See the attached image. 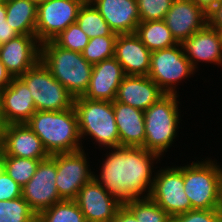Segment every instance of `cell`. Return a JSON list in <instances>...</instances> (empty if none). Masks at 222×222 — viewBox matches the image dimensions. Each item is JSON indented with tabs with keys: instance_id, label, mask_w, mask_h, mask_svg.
<instances>
[{
	"instance_id": "6da1fadb",
	"label": "cell",
	"mask_w": 222,
	"mask_h": 222,
	"mask_svg": "<svg viewBox=\"0 0 222 222\" xmlns=\"http://www.w3.org/2000/svg\"><path fill=\"white\" fill-rule=\"evenodd\" d=\"M107 150L99 166L101 172L99 175L94 172L93 178L122 204L149 198L158 168L154 164L160 162L161 156L143 147L119 146Z\"/></svg>"
},
{
	"instance_id": "7a4b0ae2",
	"label": "cell",
	"mask_w": 222,
	"mask_h": 222,
	"mask_svg": "<svg viewBox=\"0 0 222 222\" xmlns=\"http://www.w3.org/2000/svg\"><path fill=\"white\" fill-rule=\"evenodd\" d=\"M26 124L40 138L49 155L84 149L74 107L63 111H36Z\"/></svg>"
},
{
	"instance_id": "3957f363",
	"label": "cell",
	"mask_w": 222,
	"mask_h": 222,
	"mask_svg": "<svg viewBox=\"0 0 222 222\" xmlns=\"http://www.w3.org/2000/svg\"><path fill=\"white\" fill-rule=\"evenodd\" d=\"M40 61L75 98L85 94L93 65L83 58L82 53L61 48L50 40L40 46Z\"/></svg>"
},
{
	"instance_id": "277c9868",
	"label": "cell",
	"mask_w": 222,
	"mask_h": 222,
	"mask_svg": "<svg viewBox=\"0 0 222 222\" xmlns=\"http://www.w3.org/2000/svg\"><path fill=\"white\" fill-rule=\"evenodd\" d=\"M81 141L88 137L102 148L120 146L112 101L91 100L82 96L74 100Z\"/></svg>"
},
{
	"instance_id": "5b68a950",
	"label": "cell",
	"mask_w": 222,
	"mask_h": 222,
	"mask_svg": "<svg viewBox=\"0 0 222 222\" xmlns=\"http://www.w3.org/2000/svg\"><path fill=\"white\" fill-rule=\"evenodd\" d=\"M179 95L165 94L144 111L145 143L148 151L165 156L178 136L181 112ZM179 124V125H178Z\"/></svg>"
},
{
	"instance_id": "8992f818",
	"label": "cell",
	"mask_w": 222,
	"mask_h": 222,
	"mask_svg": "<svg viewBox=\"0 0 222 222\" xmlns=\"http://www.w3.org/2000/svg\"><path fill=\"white\" fill-rule=\"evenodd\" d=\"M202 160L184 165V191L192 209H219L222 165L215 158Z\"/></svg>"
},
{
	"instance_id": "52a82bcc",
	"label": "cell",
	"mask_w": 222,
	"mask_h": 222,
	"mask_svg": "<svg viewBox=\"0 0 222 222\" xmlns=\"http://www.w3.org/2000/svg\"><path fill=\"white\" fill-rule=\"evenodd\" d=\"M19 78L26 84L36 111H63L73 108L75 97L39 61Z\"/></svg>"
},
{
	"instance_id": "ba28073f",
	"label": "cell",
	"mask_w": 222,
	"mask_h": 222,
	"mask_svg": "<svg viewBox=\"0 0 222 222\" xmlns=\"http://www.w3.org/2000/svg\"><path fill=\"white\" fill-rule=\"evenodd\" d=\"M195 70L185 56L182 44L156 50L151 53L148 77L151 78L165 94L177 93L178 83L191 78Z\"/></svg>"
},
{
	"instance_id": "9c48e42d",
	"label": "cell",
	"mask_w": 222,
	"mask_h": 222,
	"mask_svg": "<svg viewBox=\"0 0 222 222\" xmlns=\"http://www.w3.org/2000/svg\"><path fill=\"white\" fill-rule=\"evenodd\" d=\"M150 198L170 217L192 210L184 191V166H167L156 170Z\"/></svg>"
},
{
	"instance_id": "30bf717a",
	"label": "cell",
	"mask_w": 222,
	"mask_h": 222,
	"mask_svg": "<svg viewBox=\"0 0 222 222\" xmlns=\"http://www.w3.org/2000/svg\"><path fill=\"white\" fill-rule=\"evenodd\" d=\"M84 151L50 155L56 161V188L62 200H74L79 190L94 176L87 158L89 155Z\"/></svg>"
},
{
	"instance_id": "8fae6325",
	"label": "cell",
	"mask_w": 222,
	"mask_h": 222,
	"mask_svg": "<svg viewBox=\"0 0 222 222\" xmlns=\"http://www.w3.org/2000/svg\"><path fill=\"white\" fill-rule=\"evenodd\" d=\"M84 0H45L38 4L35 36L42 44L75 23Z\"/></svg>"
},
{
	"instance_id": "7c38bea8",
	"label": "cell",
	"mask_w": 222,
	"mask_h": 222,
	"mask_svg": "<svg viewBox=\"0 0 222 222\" xmlns=\"http://www.w3.org/2000/svg\"><path fill=\"white\" fill-rule=\"evenodd\" d=\"M56 175V161L49 156L40 161L36 173L22 187V198L37 216L62 201L56 188Z\"/></svg>"
},
{
	"instance_id": "4fadbf2b",
	"label": "cell",
	"mask_w": 222,
	"mask_h": 222,
	"mask_svg": "<svg viewBox=\"0 0 222 222\" xmlns=\"http://www.w3.org/2000/svg\"><path fill=\"white\" fill-rule=\"evenodd\" d=\"M74 201L82 211L86 222H111L122 205L94 178L79 190Z\"/></svg>"
},
{
	"instance_id": "5bb4252c",
	"label": "cell",
	"mask_w": 222,
	"mask_h": 222,
	"mask_svg": "<svg viewBox=\"0 0 222 222\" xmlns=\"http://www.w3.org/2000/svg\"><path fill=\"white\" fill-rule=\"evenodd\" d=\"M1 156L46 159L50 155L40 138L26 124H8L0 139Z\"/></svg>"
},
{
	"instance_id": "9a60e30c",
	"label": "cell",
	"mask_w": 222,
	"mask_h": 222,
	"mask_svg": "<svg viewBox=\"0 0 222 222\" xmlns=\"http://www.w3.org/2000/svg\"><path fill=\"white\" fill-rule=\"evenodd\" d=\"M164 21L176 42L182 44L208 24V14L191 0H174Z\"/></svg>"
},
{
	"instance_id": "2e32d148",
	"label": "cell",
	"mask_w": 222,
	"mask_h": 222,
	"mask_svg": "<svg viewBox=\"0 0 222 222\" xmlns=\"http://www.w3.org/2000/svg\"><path fill=\"white\" fill-rule=\"evenodd\" d=\"M40 46L35 35H18L2 44L0 61L12 77H19L40 61Z\"/></svg>"
},
{
	"instance_id": "e0dca14e",
	"label": "cell",
	"mask_w": 222,
	"mask_h": 222,
	"mask_svg": "<svg viewBox=\"0 0 222 222\" xmlns=\"http://www.w3.org/2000/svg\"><path fill=\"white\" fill-rule=\"evenodd\" d=\"M185 56L197 71L198 63L222 66V34L207 24L182 43Z\"/></svg>"
},
{
	"instance_id": "ac0fdd59",
	"label": "cell",
	"mask_w": 222,
	"mask_h": 222,
	"mask_svg": "<svg viewBox=\"0 0 222 222\" xmlns=\"http://www.w3.org/2000/svg\"><path fill=\"white\" fill-rule=\"evenodd\" d=\"M125 76L122 66L115 57L96 63L93 65L88 89L82 97L113 102Z\"/></svg>"
},
{
	"instance_id": "d6986e66",
	"label": "cell",
	"mask_w": 222,
	"mask_h": 222,
	"mask_svg": "<svg viewBox=\"0 0 222 222\" xmlns=\"http://www.w3.org/2000/svg\"><path fill=\"white\" fill-rule=\"evenodd\" d=\"M0 95L6 125L26 123L36 112L30 90L19 77H13Z\"/></svg>"
},
{
	"instance_id": "ffe728a7",
	"label": "cell",
	"mask_w": 222,
	"mask_h": 222,
	"mask_svg": "<svg viewBox=\"0 0 222 222\" xmlns=\"http://www.w3.org/2000/svg\"><path fill=\"white\" fill-rule=\"evenodd\" d=\"M151 53L135 33L118 34L114 57L125 75L148 76Z\"/></svg>"
},
{
	"instance_id": "44dd1931",
	"label": "cell",
	"mask_w": 222,
	"mask_h": 222,
	"mask_svg": "<svg viewBox=\"0 0 222 222\" xmlns=\"http://www.w3.org/2000/svg\"><path fill=\"white\" fill-rule=\"evenodd\" d=\"M164 95L148 76L126 75L117 90L115 101L145 111Z\"/></svg>"
},
{
	"instance_id": "7402d4cb",
	"label": "cell",
	"mask_w": 222,
	"mask_h": 222,
	"mask_svg": "<svg viewBox=\"0 0 222 222\" xmlns=\"http://www.w3.org/2000/svg\"><path fill=\"white\" fill-rule=\"evenodd\" d=\"M116 34L135 33L140 16L136 0H91Z\"/></svg>"
},
{
	"instance_id": "603a6c76",
	"label": "cell",
	"mask_w": 222,
	"mask_h": 222,
	"mask_svg": "<svg viewBox=\"0 0 222 222\" xmlns=\"http://www.w3.org/2000/svg\"><path fill=\"white\" fill-rule=\"evenodd\" d=\"M120 146L143 147L145 143L144 111L113 101Z\"/></svg>"
},
{
	"instance_id": "cb8c5ba5",
	"label": "cell",
	"mask_w": 222,
	"mask_h": 222,
	"mask_svg": "<svg viewBox=\"0 0 222 222\" xmlns=\"http://www.w3.org/2000/svg\"><path fill=\"white\" fill-rule=\"evenodd\" d=\"M6 21L19 35H35L38 5L29 0H8Z\"/></svg>"
},
{
	"instance_id": "d4e9b609",
	"label": "cell",
	"mask_w": 222,
	"mask_h": 222,
	"mask_svg": "<svg viewBox=\"0 0 222 222\" xmlns=\"http://www.w3.org/2000/svg\"><path fill=\"white\" fill-rule=\"evenodd\" d=\"M135 34L151 52L178 44L164 20L140 22Z\"/></svg>"
},
{
	"instance_id": "484cf974",
	"label": "cell",
	"mask_w": 222,
	"mask_h": 222,
	"mask_svg": "<svg viewBox=\"0 0 222 222\" xmlns=\"http://www.w3.org/2000/svg\"><path fill=\"white\" fill-rule=\"evenodd\" d=\"M76 23L89 39L99 36H109L113 33L105 19L91 2L83 3Z\"/></svg>"
},
{
	"instance_id": "4316f807",
	"label": "cell",
	"mask_w": 222,
	"mask_h": 222,
	"mask_svg": "<svg viewBox=\"0 0 222 222\" xmlns=\"http://www.w3.org/2000/svg\"><path fill=\"white\" fill-rule=\"evenodd\" d=\"M41 160L44 159L1 156V167L15 182L23 187L36 173Z\"/></svg>"
},
{
	"instance_id": "83f0119b",
	"label": "cell",
	"mask_w": 222,
	"mask_h": 222,
	"mask_svg": "<svg viewBox=\"0 0 222 222\" xmlns=\"http://www.w3.org/2000/svg\"><path fill=\"white\" fill-rule=\"evenodd\" d=\"M37 222H86L82 211L74 200H62L42 211Z\"/></svg>"
},
{
	"instance_id": "f1b7e54d",
	"label": "cell",
	"mask_w": 222,
	"mask_h": 222,
	"mask_svg": "<svg viewBox=\"0 0 222 222\" xmlns=\"http://www.w3.org/2000/svg\"><path fill=\"white\" fill-rule=\"evenodd\" d=\"M124 205L134 214L138 222H171V217L150 197L133 199Z\"/></svg>"
},
{
	"instance_id": "f546056e",
	"label": "cell",
	"mask_w": 222,
	"mask_h": 222,
	"mask_svg": "<svg viewBox=\"0 0 222 222\" xmlns=\"http://www.w3.org/2000/svg\"><path fill=\"white\" fill-rule=\"evenodd\" d=\"M118 34L112 33L109 36H99L89 39L87 46L82 51L83 58L92 65L105 59L114 57L115 42Z\"/></svg>"
},
{
	"instance_id": "4dcf8cb0",
	"label": "cell",
	"mask_w": 222,
	"mask_h": 222,
	"mask_svg": "<svg viewBox=\"0 0 222 222\" xmlns=\"http://www.w3.org/2000/svg\"><path fill=\"white\" fill-rule=\"evenodd\" d=\"M0 222H37V215L21 196L0 201Z\"/></svg>"
},
{
	"instance_id": "1f68e13d",
	"label": "cell",
	"mask_w": 222,
	"mask_h": 222,
	"mask_svg": "<svg viewBox=\"0 0 222 222\" xmlns=\"http://www.w3.org/2000/svg\"><path fill=\"white\" fill-rule=\"evenodd\" d=\"M53 41L61 48L82 53L89 42V37L75 22L57 35Z\"/></svg>"
},
{
	"instance_id": "d6a6232c",
	"label": "cell",
	"mask_w": 222,
	"mask_h": 222,
	"mask_svg": "<svg viewBox=\"0 0 222 222\" xmlns=\"http://www.w3.org/2000/svg\"><path fill=\"white\" fill-rule=\"evenodd\" d=\"M140 22L164 20L174 0H136Z\"/></svg>"
},
{
	"instance_id": "836d02e7",
	"label": "cell",
	"mask_w": 222,
	"mask_h": 222,
	"mask_svg": "<svg viewBox=\"0 0 222 222\" xmlns=\"http://www.w3.org/2000/svg\"><path fill=\"white\" fill-rule=\"evenodd\" d=\"M171 222H219V209H192L171 217Z\"/></svg>"
},
{
	"instance_id": "e575fe53",
	"label": "cell",
	"mask_w": 222,
	"mask_h": 222,
	"mask_svg": "<svg viewBox=\"0 0 222 222\" xmlns=\"http://www.w3.org/2000/svg\"><path fill=\"white\" fill-rule=\"evenodd\" d=\"M22 196V187L0 167V201L13 200Z\"/></svg>"
},
{
	"instance_id": "d590c367",
	"label": "cell",
	"mask_w": 222,
	"mask_h": 222,
	"mask_svg": "<svg viewBox=\"0 0 222 222\" xmlns=\"http://www.w3.org/2000/svg\"><path fill=\"white\" fill-rule=\"evenodd\" d=\"M208 24L222 34V1L208 14Z\"/></svg>"
},
{
	"instance_id": "8d00e7d4",
	"label": "cell",
	"mask_w": 222,
	"mask_h": 222,
	"mask_svg": "<svg viewBox=\"0 0 222 222\" xmlns=\"http://www.w3.org/2000/svg\"><path fill=\"white\" fill-rule=\"evenodd\" d=\"M111 222H138L134 214L122 204L114 217L111 219Z\"/></svg>"
},
{
	"instance_id": "74e56055",
	"label": "cell",
	"mask_w": 222,
	"mask_h": 222,
	"mask_svg": "<svg viewBox=\"0 0 222 222\" xmlns=\"http://www.w3.org/2000/svg\"><path fill=\"white\" fill-rule=\"evenodd\" d=\"M18 35L17 31H15L6 20L4 24H0V41L2 43H6Z\"/></svg>"
},
{
	"instance_id": "f35d334b",
	"label": "cell",
	"mask_w": 222,
	"mask_h": 222,
	"mask_svg": "<svg viewBox=\"0 0 222 222\" xmlns=\"http://www.w3.org/2000/svg\"><path fill=\"white\" fill-rule=\"evenodd\" d=\"M12 78L4 64L0 61V92L11 83Z\"/></svg>"
},
{
	"instance_id": "ab89813d",
	"label": "cell",
	"mask_w": 222,
	"mask_h": 222,
	"mask_svg": "<svg viewBox=\"0 0 222 222\" xmlns=\"http://www.w3.org/2000/svg\"><path fill=\"white\" fill-rule=\"evenodd\" d=\"M198 7H201L207 14L222 0H191Z\"/></svg>"
},
{
	"instance_id": "60d3db41",
	"label": "cell",
	"mask_w": 222,
	"mask_h": 222,
	"mask_svg": "<svg viewBox=\"0 0 222 222\" xmlns=\"http://www.w3.org/2000/svg\"><path fill=\"white\" fill-rule=\"evenodd\" d=\"M6 4H0V24H4L6 20Z\"/></svg>"
},
{
	"instance_id": "b9f144b4",
	"label": "cell",
	"mask_w": 222,
	"mask_h": 222,
	"mask_svg": "<svg viewBox=\"0 0 222 222\" xmlns=\"http://www.w3.org/2000/svg\"><path fill=\"white\" fill-rule=\"evenodd\" d=\"M6 124H5V120L2 114V106H1V95H0V139L2 136V131L4 130Z\"/></svg>"
},
{
	"instance_id": "7bdbcfd3",
	"label": "cell",
	"mask_w": 222,
	"mask_h": 222,
	"mask_svg": "<svg viewBox=\"0 0 222 222\" xmlns=\"http://www.w3.org/2000/svg\"><path fill=\"white\" fill-rule=\"evenodd\" d=\"M219 211H222V183H221V195H220V206Z\"/></svg>"
},
{
	"instance_id": "ee69618b",
	"label": "cell",
	"mask_w": 222,
	"mask_h": 222,
	"mask_svg": "<svg viewBox=\"0 0 222 222\" xmlns=\"http://www.w3.org/2000/svg\"><path fill=\"white\" fill-rule=\"evenodd\" d=\"M29 1H32V2H34L38 5V4L42 3L45 0H29Z\"/></svg>"
},
{
	"instance_id": "f6af8a7d",
	"label": "cell",
	"mask_w": 222,
	"mask_h": 222,
	"mask_svg": "<svg viewBox=\"0 0 222 222\" xmlns=\"http://www.w3.org/2000/svg\"><path fill=\"white\" fill-rule=\"evenodd\" d=\"M219 222H222V211H219Z\"/></svg>"
},
{
	"instance_id": "bcb514c9",
	"label": "cell",
	"mask_w": 222,
	"mask_h": 222,
	"mask_svg": "<svg viewBox=\"0 0 222 222\" xmlns=\"http://www.w3.org/2000/svg\"><path fill=\"white\" fill-rule=\"evenodd\" d=\"M8 0H0V4H6Z\"/></svg>"
},
{
	"instance_id": "7dc6e473",
	"label": "cell",
	"mask_w": 222,
	"mask_h": 222,
	"mask_svg": "<svg viewBox=\"0 0 222 222\" xmlns=\"http://www.w3.org/2000/svg\"><path fill=\"white\" fill-rule=\"evenodd\" d=\"M0 167H1V151H0Z\"/></svg>"
}]
</instances>
